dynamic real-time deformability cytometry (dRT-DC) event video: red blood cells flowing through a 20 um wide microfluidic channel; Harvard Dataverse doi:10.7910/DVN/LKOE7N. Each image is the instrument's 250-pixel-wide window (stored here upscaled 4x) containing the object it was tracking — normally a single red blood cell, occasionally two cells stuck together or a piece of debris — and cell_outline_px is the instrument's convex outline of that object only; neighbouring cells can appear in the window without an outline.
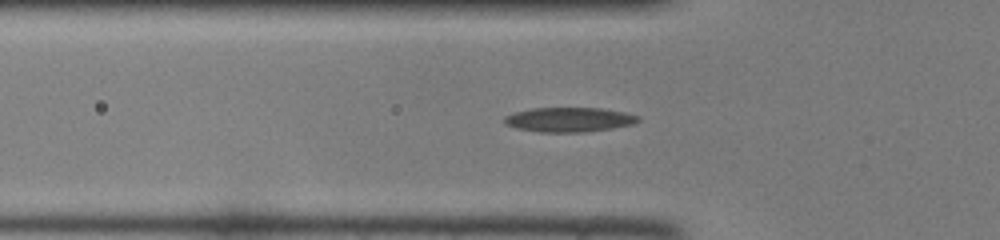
{"species": "common noctule bat (a hibernating species)", "species_latin": "Nyctalus noctula", "temperature_condition": "room temperature", "stored_images_in_passage": 37, "segment_of_instrument_passage": [1, 2], "camera_frame_rate_fps": 3000, "um_per_image_px": 0.085, "animal": {"sex": "female", "body_mass_g": 22.0, "forearm_length_mm": 56.7}, "frame": {"image": 1, "passage_image": 4, "time_ms": 1.0, "image_size_px": [1000, 240], "cell_outline_px": [[640, 120], [636, 124], [612, 128], [584, 132], [540, 132], [516, 128], [504, 124], [504, 116], [516, 112], [532, 108], [600, 108], [624, 112], [640, 116]], "centroid_in_image_um": [48.39, 10.17], "position_along_channel_um": 77.4, "area_um2": 19.19}}
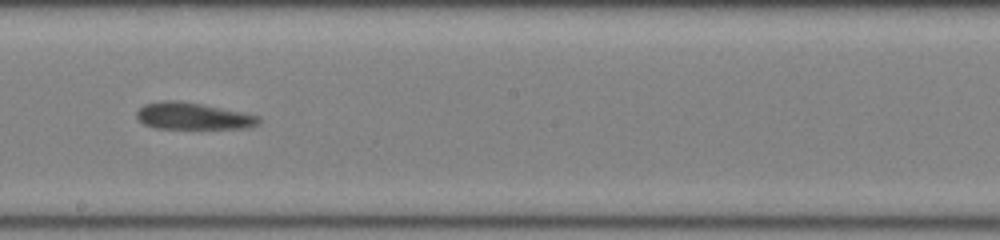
{"frame": {"image": 2, "passage_image": 15, "time_ms": 4.667, "image_size_px": [1000, 240], "cell_outline_px": [[260, 124], [248, 128], [156, 128], [144, 124], [136, 116], [136, 112], [144, 104], [168, 100], [176, 100], [200, 104], [244, 112], [260, 116]], "centroid_in_image_um": [16.44, 9.87], "position_along_channel_um": 231.8, "area_um2": 18.96}}
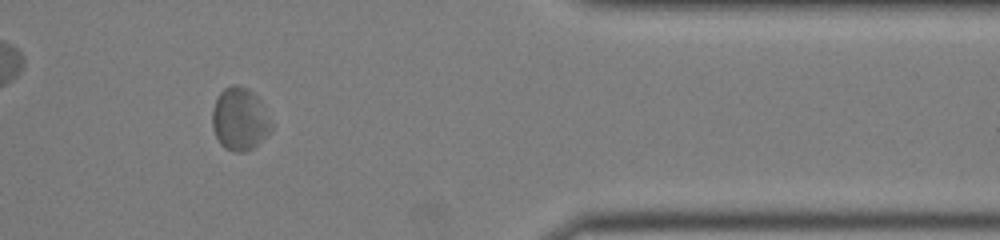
{"frame": {"image": 3, "passage_image": 28, "time_ms": 9.0, "image_size_px": [1000, 240], "cell_outline_px": [[272, 128], [252, 148], [244, 152], [236, 152], [224, 148], [220, 144], [212, 128], [212, 108], [220, 92], [224, 88], [236, 84], [248, 88], [260, 100], [272, 124]], "centroid_in_image_um": [20.34, 10.11], "position_along_channel_um": 391.1, "area_um2": 21.33}}